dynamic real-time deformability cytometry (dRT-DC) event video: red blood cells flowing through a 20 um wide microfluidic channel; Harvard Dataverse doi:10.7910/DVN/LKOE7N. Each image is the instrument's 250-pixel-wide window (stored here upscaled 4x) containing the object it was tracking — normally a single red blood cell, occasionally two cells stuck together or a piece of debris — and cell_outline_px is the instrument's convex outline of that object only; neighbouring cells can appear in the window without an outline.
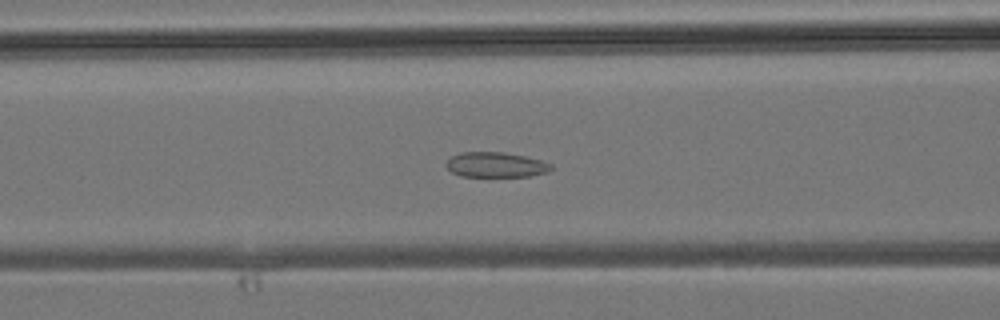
{"species": "common noctule bat (a hibernating species)", "species_latin": "Nyctalus noctula", "temperature_condition": "room temperature", "stored_images_in_passage": 42, "camera_frame_rate_fps": 3000, "um_per_image_px": 0.085, "animal": {"sex": "male", "body_mass_g": 19.2, "forearm_length_mm": 51.8}, "frame": {"image": 1, "passage_image": 16, "time_ms": 5.0, "image_size_px": [1000, 320], "cell_outline_px": [[552, 168], [548, 172], [528, 176], [460, 176], [452, 172], [444, 164], [452, 156], [460, 152], [504, 152], [524, 156], [540, 160], [552, 164]], "centroid_in_image_um": [42.13, 14.0], "position_along_channel_um": 124.5, "area_um2": 15.26}}
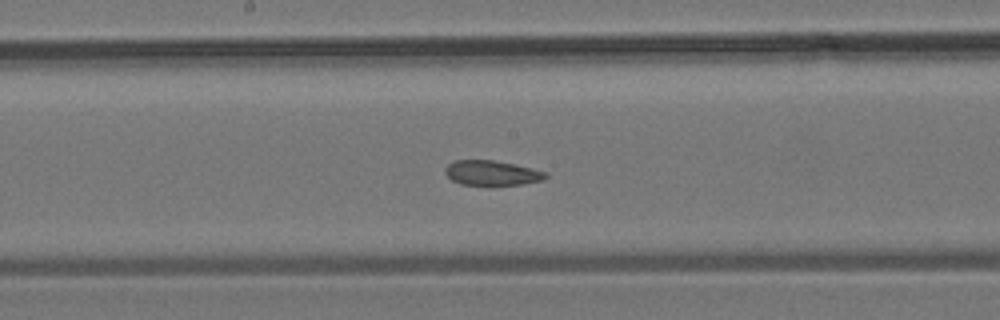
{"frame": {"image": 2, "passage_image": 21, "time_ms": 6.667, "image_size_px": [1000, 320], "cell_outline_px": [[548, 176], [544, 180], [524, 184], [460, 184], [452, 180], [444, 172], [444, 168], [452, 160], [492, 160], [516, 164], [548, 172]], "centroid_in_image_um": [41.82, 14.68], "position_along_channel_um": 206.4, "area_um2": 14.57}}
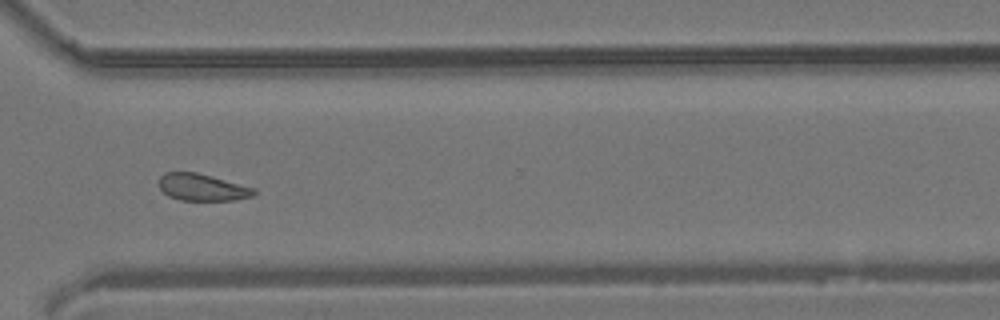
{"frame": {"image": 3, "passage_image": 30, "time_ms": 9.667, "image_size_px": [1000, 320], "cell_outline_px": [[256, 192], [252, 196], [236, 200], [180, 200], [168, 196], [160, 188], [160, 176], [164, 172], [196, 172], [212, 176], [256, 188]], "centroid_in_image_um": [17.2, 15.92], "position_along_channel_um": 353.4, "area_um2": 14.91}}